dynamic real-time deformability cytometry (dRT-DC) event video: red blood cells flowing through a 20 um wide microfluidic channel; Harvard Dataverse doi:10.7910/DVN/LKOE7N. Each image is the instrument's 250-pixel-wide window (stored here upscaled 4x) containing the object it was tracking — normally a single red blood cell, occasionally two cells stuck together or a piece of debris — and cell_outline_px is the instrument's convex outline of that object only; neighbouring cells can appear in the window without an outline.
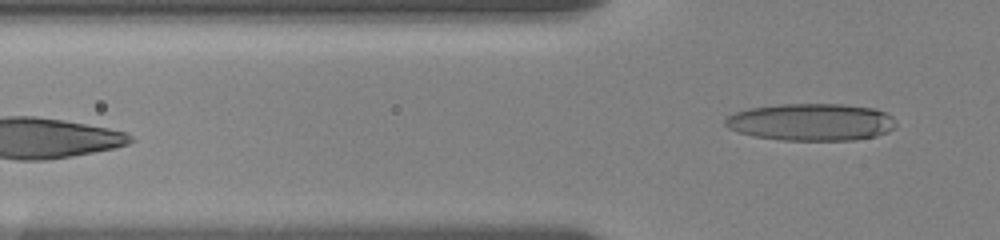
{"species": "human", "species_latin": "Homo sapiens", "temperature_condition": "room temperature", "stored_images_in_passage": 7, "camera_frame_rate_fps": 3000, "um_per_image_px": 0.085, "donor": {"sex": "female"}, "frame": {"image": 1, "passage_image": 7, "time_ms": 5.0, "image_size_px": [1000, 240], "cell_outline_px": [[896, 124], [888, 132], [876, 136], [852, 140], [780, 140], [756, 136], [740, 132], [728, 128], [724, 124], [724, 120], [728, 116], [736, 112], [748, 108], [780, 104], [844, 104], [876, 108], [892, 116]], "centroid_in_image_um": [68.96, 10.37], "position_along_channel_um": 56.8, "area_um2": 37.05}}